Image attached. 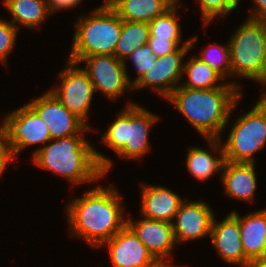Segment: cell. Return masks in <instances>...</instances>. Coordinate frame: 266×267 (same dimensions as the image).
I'll list each match as a JSON object with an SVG mask.
<instances>
[{
    "label": "cell",
    "instance_id": "4",
    "mask_svg": "<svg viewBox=\"0 0 266 267\" xmlns=\"http://www.w3.org/2000/svg\"><path fill=\"white\" fill-rule=\"evenodd\" d=\"M90 16L75 24L73 45L68 60L77 63L84 57L114 55L123 20L108 4L99 6Z\"/></svg>",
    "mask_w": 266,
    "mask_h": 267
},
{
    "label": "cell",
    "instance_id": "17",
    "mask_svg": "<svg viewBox=\"0 0 266 267\" xmlns=\"http://www.w3.org/2000/svg\"><path fill=\"white\" fill-rule=\"evenodd\" d=\"M141 213L145 218L172 223L184 199L162 187L142 184Z\"/></svg>",
    "mask_w": 266,
    "mask_h": 267
},
{
    "label": "cell",
    "instance_id": "2",
    "mask_svg": "<svg viewBox=\"0 0 266 267\" xmlns=\"http://www.w3.org/2000/svg\"><path fill=\"white\" fill-rule=\"evenodd\" d=\"M35 150L33 161L68 179L73 186L98 181L112 167L110 159L93 149L82 135L54 139Z\"/></svg>",
    "mask_w": 266,
    "mask_h": 267
},
{
    "label": "cell",
    "instance_id": "34",
    "mask_svg": "<svg viewBox=\"0 0 266 267\" xmlns=\"http://www.w3.org/2000/svg\"><path fill=\"white\" fill-rule=\"evenodd\" d=\"M244 267H266V257L250 259Z\"/></svg>",
    "mask_w": 266,
    "mask_h": 267
},
{
    "label": "cell",
    "instance_id": "9",
    "mask_svg": "<svg viewBox=\"0 0 266 267\" xmlns=\"http://www.w3.org/2000/svg\"><path fill=\"white\" fill-rule=\"evenodd\" d=\"M196 39L197 36L184 41L178 50L156 57L142 77L133 84V89L151 86L157 94L159 93L167 99L178 87V82L181 81L184 65L182 64L183 57L192 49Z\"/></svg>",
    "mask_w": 266,
    "mask_h": 267
},
{
    "label": "cell",
    "instance_id": "12",
    "mask_svg": "<svg viewBox=\"0 0 266 267\" xmlns=\"http://www.w3.org/2000/svg\"><path fill=\"white\" fill-rule=\"evenodd\" d=\"M28 105L47 124L52 140L83 135L86 130H92L72 114L50 90L41 97L33 99Z\"/></svg>",
    "mask_w": 266,
    "mask_h": 267
},
{
    "label": "cell",
    "instance_id": "28",
    "mask_svg": "<svg viewBox=\"0 0 266 267\" xmlns=\"http://www.w3.org/2000/svg\"><path fill=\"white\" fill-rule=\"evenodd\" d=\"M18 26H14L8 20L0 19V61L7 62V56L14 48Z\"/></svg>",
    "mask_w": 266,
    "mask_h": 267
},
{
    "label": "cell",
    "instance_id": "32",
    "mask_svg": "<svg viewBox=\"0 0 266 267\" xmlns=\"http://www.w3.org/2000/svg\"><path fill=\"white\" fill-rule=\"evenodd\" d=\"M13 161L9 147L6 145L4 139H0V176L5 170L7 163Z\"/></svg>",
    "mask_w": 266,
    "mask_h": 267
},
{
    "label": "cell",
    "instance_id": "5",
    "mask_svg": "<svg viewBox=\"0 0 266 267\" xmlns=\"http://www.w3.org/2000/svg\"><path fill=\"white\" fill-rule=\"evenodd\" d=\"M229 40L231 77L266 85V21L246 19Z\"/></svg>",
    "mask_w": 266,
    "mask_h": 267
},
{
    "label": "cell",
    "instance_id": "24",
    "mask_svg": "<svg viewBox=\"0 0 266 267\" xmlns=\"http://www.w3.org/2000/svg\"><path fill=\"white\" fill-rule=\"evenodd\" d=\"M150 37V27L147 22H122V31L116 45L114 55L125 62V57H129L137 48L148 43Z\"/></svg>",
    "mask_w": 266,
    "mask_h": 267
},
{
    "label": "cell",
    "instance_id": "35",
    "mask_svg": "<svg viewBox=\"0 0 266 267\" xmlns=\"http://www.w3.org/2000/svg\"><path fill=\"white\" fill-rule=\"evenodd\" d=\"M144 267H178V266H176V265L172 266V265L168 264L166 259H156L151 264L144 266Z\"/></svg>",
    "mask_w": 266,
    "mask_h": 267
},
{
    "label": "cell",
    "instance_id": "10",
    "mask_svg": "<svg viewBox=\"0 0 266 267\" xmlns=\"http://www.w3.org/2000/svg\"><path fill=\"white\" fill-rule=\"evenodd\" d=\"M67 63V68L59 74L61 85L50 91L72 114L88 126L85 120L95 91L94 86L83 68H78V63L70 60Z\"/></svg>",
    "mask_w": 266,
    "mask_h": 267
},
{
    "label": "cell",
    "instance_id": "15",
    "mask_svg": "<svg viewBox=\"0 0 266 267\" xmlns=\"http://www.w3.org/2000/svg\"><path fill=\"white\" fill-rule=\"evenodd\" d=\"M127 226L143 243L155 259H165L171 256L176 240L172 223L153 219L127 220Z\"/></svg>",
    "mask_w": 266,
    "mask_h": 267
},
{
    "label": "cell",
    "instance_id": "6",
    "mask_svg": "<svg viewBox=\"0 0 266 267\" xmlns=\"http://www.w3.org/2000/svg\"><path fill=\"white\" fill-rule=\"evenodd\" d=\"M157 120L150 111L129 103L101 138L120 157L140 158L149 149V129Z\"/></svg>",
    "mask_w": 266,
    "mask_h": 267
},
{
    "label": "cell",
    "instance_id": "31",
    "mask_svg": "<svg viewBox=\"0 0 266 267\" xmlns=\"http://www.w3.org/2000/svg\"><path fill=\"white\" fill-rule=\"evenodd\" d=\"M82 0H47L50 13L64 9H72L80 4Z\"/></svg>",
    "mask_w": 266,
    "mask_h": 267
},
{
    "label": "cell",
    "instance_id": "36",
    "mask_svg": "<svg viewBox=\"0 0 266 267\" xmlns=\"http://www.w3.org/2000/svg\"><path fill=\"white\" fill-rule=\"evenodd\" d=\"M0 139H4V124L0 126Z\"/></svg>",
    "mask_w": 266,
    "mask_h": 267
},
{
    "label": "cell",
    "instance_id": "25",
    "mask_svg": "<svg viewBox=\"0 0 266 267\" xmlns=\"http://www.w3.org/2000/svg\"><path fill=\"white\" fill-rule=\"evenodd\" d=\"M176 2L169 10L164 14L156 17L154 20L149 22L150 37L162 40H182L180 25L177 20L178 16Z\"/></svg>",
    "mask_w": 266,
    "mask_h": 267
},
{
    "label": "cell",
    "instance_id": "23",
    "mask_svg": "<svg viewBox=\"0 0 266 267\" xmlns=\"http://www.w3.org/2000/svg\"><path fill=\"white\" fill-rule=\"evenodd\" d=\"M183 65V74L187 75V81L180 86L191 89H214L218 87H237L234 83H219L224 79L218 72L212 69L207 63L201 61L198 57H192Z\"/></svg>",
    "mask_w": 266,
    "mask_h": 267
},
{
    "label": "cell",
    "instance_id": "22",
    "mask_svg": "<svg viewBox=\"0 0 266 267\" xmlns=\"http://www.w3.org/2000/svg\"><path fill=\"white\" fill-rule=\"evenodd\" d=\"M6 9L11 13L15 22L32 29L40 27L51 13L47 0H3Z\"/></svg>",
    "mask_w": 266,
    "mask_h": 267
},
{
    "label": "cell",
    "instance_id": "7",
    "mask_svg": "<svg viewBox=\"0 0 266 267\" xmlns=\"http://www.w3.org/2000/svg\"><path fill=\"white\" fill-rule=\"evenodd\" d=\"M223 146L228 162L254 163V153L266 145V93L234 123Z\"/></svg>",
    "mask_w": 266,
    "mask_h": 267
},
{
    "label": "cell",
    "instance_id": "19",
    "mask_svg": "<svg viewBox=\"0 0 266 267\" xmlns=\"http://www.w3.org/2000/svg\"><path fill=\"white\" fill-rule=\"evenodd\" d=\"M240 224L241 241L245 256L250 259L266 257V209L245 217L231 212Z\"/></svg>",
    "mask_w": 266,
    "mask_h": 267
},
{
    "label": "cell",
    "instance_id": "1",
    "mask_svg": "<svg viewBox=\"0 0 266 267\" xmlns=\"http://www.w3.org/2000/svg\"><path fill=\"white\" fill-rule=\"evenodd\" d=\"M121 201L114 185L94 187L74 199L66 206L71 234L82 237L92 247H101L127 225Z\"/></svg>",
    "mask_w": 266,
    "mask_h": 267
},
{
    "label": "cell",
    "instance_id": "26",
    "mask_svg": "<svg viewBox=\"0 0 266 267\" xmlns=\"http://www.w3.org/2000/svg\"><path fill=\"white\" fill-rule=\"evenodd\" d=\"M201 61L207 63L212 69L218 72L222 77H231V57L229 42L225 46L212 44L203 49Z\"/></svg>",
    "mask_w": 266,
    "mask_h": 267
},
{
    "label": "cell",
    "instance_id": "27",
    "mask_svg": "<svg viewBox=\"0 0 266 267\" xmlns=\"http://www.w3.org/2000/svg\"><path fill=\"white\" fill-rule=\"evenodd\" d=\"M239 0H199L204 25L209 24L217 15L225 17L238 6Z\"/></svg>",
    "mask_w": 266,
    "mask_h": 267
},
{
    "label": "cell",
    "instance_id": "11",
    "mask_svg": "<svg viewBox=\"0 0 266 267\" xmlns=\"http://www.w3.org/2000/svg\"><path fill=\"white\" fill-rule=\"evenodd\" d=\"M85 62L83 69L90 78L94 89L106 94L108 98L123 95L127 88L133 90V85L126 71V61L119 60L115 55H94L84 57L77 63Z\"/></svg>",
    "mask_w": 266,
    "mask_h": 267
},
{
    "label": "cell",
    "instance_id": "21",
    "mask_svg": "<svg viewBox=\"0 0 266 267\" xmlns=\"http://www.w3.org/2000/svg\"><path fill=\"white\" fill-rule=\"evenodd\" d=\"M220 139L221 138H207V141L211 144L210 148L212 151H216L217 149L219 151L220 149L219 158L214 157L211 152L199 147L189 149L186 158L187 170L198 180L205 181L211 177L214 172L222 169L225 159L223 146H221L222 141Z\"/></svg>",
    "mask_w": 266,
    "mask_h": 267
},
{
    "label": "cell",
    "instance_id": "18",
    "mask_svg": "<svg viewBox=\"0 0 266 267\" xmlns=\"http://www.w3.org/2000/svg\"><path fill=\"white\" fill-rule=\"evenodd\" d=\"M255 163L228 162L222 167L224 189L230 197L241 200H253L257 180Z\"/></svg>",
    "mask_w": 266,
    "mask_h": 267
},
{
    "label": "cell",
    "instance_id": "33",
    "mask_svg": "<svg viewBox=\"0 0 266 267\" xmlns=\"http://www.w3.org/2000/svg\"><path fill=\"white\" fill-rule=\"evenodd\" d=\"M257 5L249 19L266 21V0H254Z\"/></svg>",
    "mask_w": 266,
    "mask_h": 267
},
{
    "label": "cell",
    "instance_id": "3",
    "mask_svg": "<svg viewBox=\"0 0 266 267\" xmlns=\"http://www.w3.org/2000/svg\"><path fill=\"white\" fill-rule=\"evenodd\" d=\"M239 89V85L191 89L178 84L167 100L176 106L204 138H220L231 111L242 96Z\"/></svg>",
    "mask_w": 266,
    "mask_h": 267
},
{
    "label": "cell",
    "instance_id": "30",
    "mask_svg": "<svg viewBox=\"0 0 266 267\" xmlns=\"http://www.w3.org/2000/svg\"><path fill=\"white\" fill-rule=\"evenodd\" d=\"M181 40H162L157 38H149L148 45L152 49L155 57L164 56L178 50Z\"/></svg>",
    "mask_w": 266,
    "mask_h": 267
},
{
    "label": "cell",
    "instance_id": "20",
    "mask_svg": "<svg viewBox=\"0 0 266 267\" xmlns=\"http://www.w3.org/2000/svg\"><path fill=\"white\" fill-rule=\"evenodd\" d=\"M178 0H106L125 21L151 22L164 14Z\"/></svg>",
    "mask_w": 266,
    "mask_h": 267
},
{
    "label": "cell",
    "instance_id": "29",
    "mask_svg": "<svg viewBox=\"0 0 266 267\" xmlns=\"http://www.w3.org/2000/svg\"><path fill=\"white\" fill-rule=\"evenodd\" d=\"M129 57L132 58L133 66H135V69L138 72L137 78L132 81L133 85L137 80L142 77V75L151 66L156 57L154 56L153 51L148 44L137 48L134 52L130 54Z\"/></svg>",
    "mask_w": 266,
    "mask_h": 267
},
{
    "label": "cell",
    "instance_id": "16",
    "mask_svg": "<svg viewBox=\"0 0 266 267\" xmlns=\"http://www.w3.org/2000/svg\"><path fill=\"white\" fill-rule=\"evenodd\" d=\"M210 238L223 260L241 267L246 265L249 259L243 251L239 220L232 213L219 224L214 217Z\"/></svg>",
    "mask_w": 266,
    "mask_h": 267
},
{
    "label": "cell",
    "instance_id": "8",
    "mask_svg": "<svg viewBox=\"0 0 266 267\" xmlns=\"http://www.w3.org/2000/svg\"><path fill=\"white\" fill-rule=\"evenodd\" d=\"M4 141L15 154L26 146L52 141L47 124L28 105L13 111L4 119Z\"/></svg>",
    "mask_w": 266,
    "mask_h": 267
},
{
    "label": "cell",
    "instance_id": "14",
    "mask_svg": "<svg viewBox=\"0 0 266 267\" xmlns=\"http://www.w3.org/2000/svg\"><path fill=\"white\" fill-rule=\"evenodd\" d=\"M105 244L114 267H144L156 260L127 225Z\"/></svg>",
    "mask_w": 266,
    "mask_h": 267
},
{
    "label": "cell",
    "instance_id": "13",
    "mask_svg": "<svg viewBox=\"0 0 266 267\" xmlns=\"http://www.w3.org/2000/svg\"><path fill=\"white\" fill-rule=\"evenodd\" d=\"M183 201L172 221L177 243L200 239L211 234L214 214L210 206L202 201Z\"/></svg>",
    "mask_w": 266,
    "mask_h": 267
}]
</instances>
